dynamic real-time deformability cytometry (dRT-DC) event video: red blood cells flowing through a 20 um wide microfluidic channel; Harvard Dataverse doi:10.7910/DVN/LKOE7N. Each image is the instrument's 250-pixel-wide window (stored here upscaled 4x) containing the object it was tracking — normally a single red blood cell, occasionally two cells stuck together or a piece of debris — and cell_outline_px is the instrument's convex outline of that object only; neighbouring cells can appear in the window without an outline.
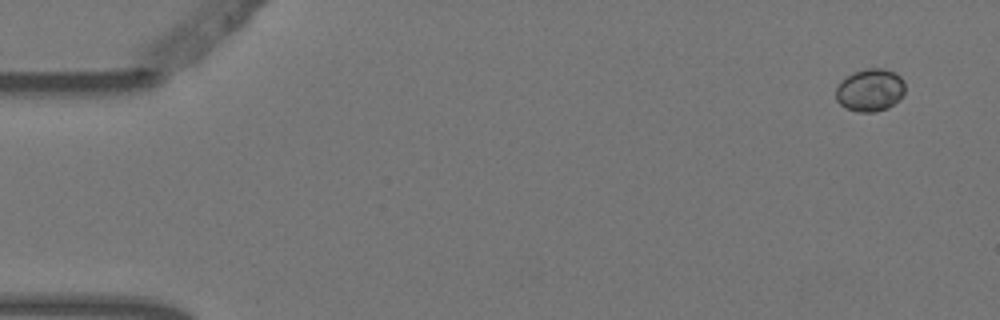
{"species": "Egyptian fruit bat (a non-hibernating species)", "species_latin": "Rousettus aegyptiacus", "temperature_condition": "warm", "stored_images_in_passage": 4, "camera_frame_rate_fps": 3000, "um_per_image_px": 0.085, "animal": {"sex": "female"}, "frame": {"image": 1, "passage_image": 1, "time_ms": 0.0, "image_size_px": [1000, 320], "cell_outline_px": [[904, 92], [900, 100], [888, 108], [876, 112], [856, 112], [844, 108], [836, 100], [836, 88], [840, 80], [852, 72], [868, 68], [884, 68], [896, 72], [904, 80]], "centroid_in_image_um": [73.95, 7.66], "position_along_channel_um": 11.0, "area_um2": 17.63}}
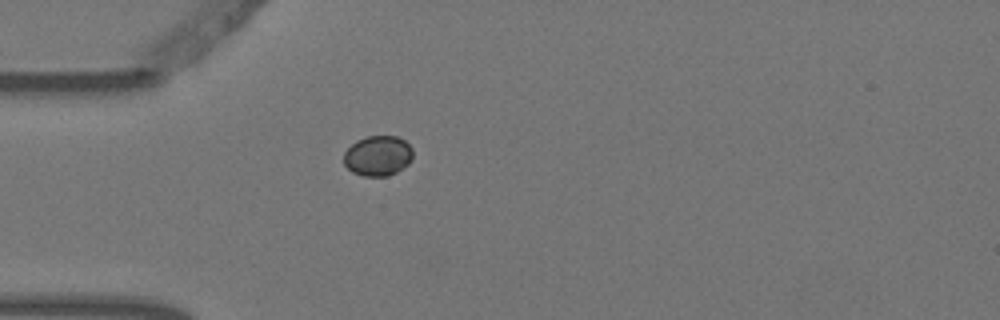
{"frame": {"image": 2, "passage_image": 4, "time_ms": 1.0, "image_size_px": [1000, 320], "cell_outline_px": [[412, 160], [408, 164], [396, 172], [388, 176], [364, 176], [352, 172], [344, 164], [344, 152], [356, 140], [368, 136], [396, 136], [404, 140], [412, 148]], "centroid_in_image_um": [32.12, 13.24], "position_along_channel_um": 52.9, "area_um2": 16.18}}